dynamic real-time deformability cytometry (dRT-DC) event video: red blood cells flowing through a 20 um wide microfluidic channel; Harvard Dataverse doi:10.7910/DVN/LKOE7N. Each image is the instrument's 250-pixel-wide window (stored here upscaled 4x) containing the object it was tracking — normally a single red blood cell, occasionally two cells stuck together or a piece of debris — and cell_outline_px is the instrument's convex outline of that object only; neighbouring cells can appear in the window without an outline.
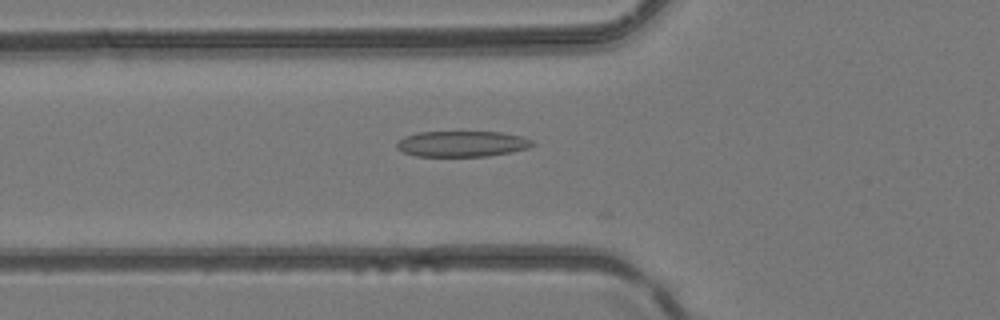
{"species": "common noctule bat (a hibernating species)", "species_latin": "Nyctalus noctula", "temperature_condition": "room temperature", "stored_images_in_passage": 41, "camera_frame_rate_fps": 3000, "um_per_image_px": 0.085, "animal": {"sex": "female", "body_mass_g": 24.6, "forearm_length_mm": 56.2}, "frame": {"image": 1, "passage_image": 12, "time_ms": 3.667, "image_size_px": [1000, 320], "cell_outline_px": [[536, 144], [528, 148], [512, 152], [488, 156], [416, 156], [404, 152], [396, 148], [396, 144], [404, 136], [416, 132], [500, 132], [524, 136], [532, 140]], "centroid_in_image_um": [39.3, 12.22], "position_along_channel_um": 86.5, "area_um2": 20.52}}
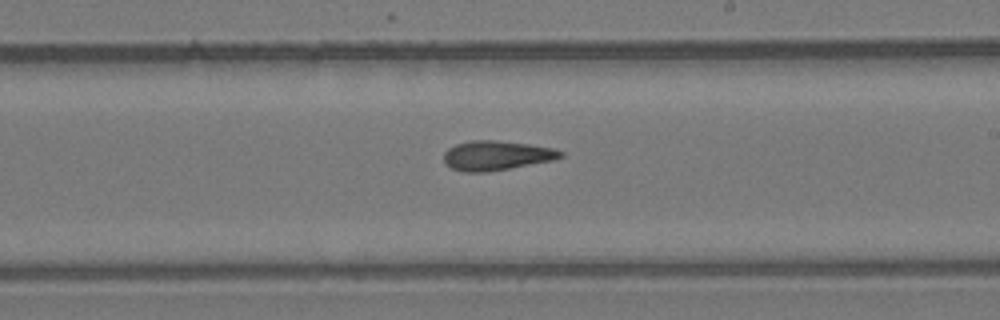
{"frame": {"image": 2, "passage_image": 23, "time_ms": 7.333, "image_size_px": [1000, 320], "cell_outline_px": [[564, 156], [552, 160], [488, 172], [464, 172], [452, 168], [444, 160], [444, 152], [448, 148], [456, 144], [472, 140], [492, 140], [528, 144], [556, 148], [564, 152]], "centroid_in_image_um": [42.21, 13.21], "position_along_channel_um": 246.8, "area_um2": 19.94}}
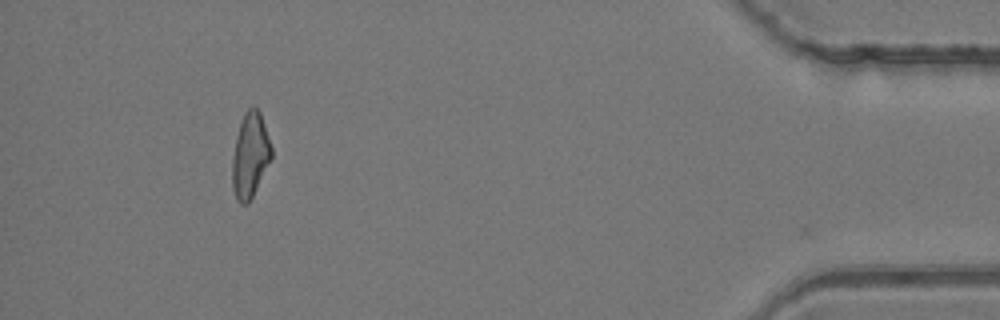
{"frame": {"image": 3, "passage_image": 39, "time_ms": 12.667, "image_size_px": [1000, 320], "cell_outline_px": [[272, 156], [248, 204], [240, 204], [236, 200], [232, 188], [232, 156], [236, 136], [240, 120], [244, 112], [248, 108], [256, 104], [260, 112], [272, 148]], "centroid_in_image_um": [21.23, 13.16], "position_along_channel_um": 414.0, "area_um2": 19.48}}